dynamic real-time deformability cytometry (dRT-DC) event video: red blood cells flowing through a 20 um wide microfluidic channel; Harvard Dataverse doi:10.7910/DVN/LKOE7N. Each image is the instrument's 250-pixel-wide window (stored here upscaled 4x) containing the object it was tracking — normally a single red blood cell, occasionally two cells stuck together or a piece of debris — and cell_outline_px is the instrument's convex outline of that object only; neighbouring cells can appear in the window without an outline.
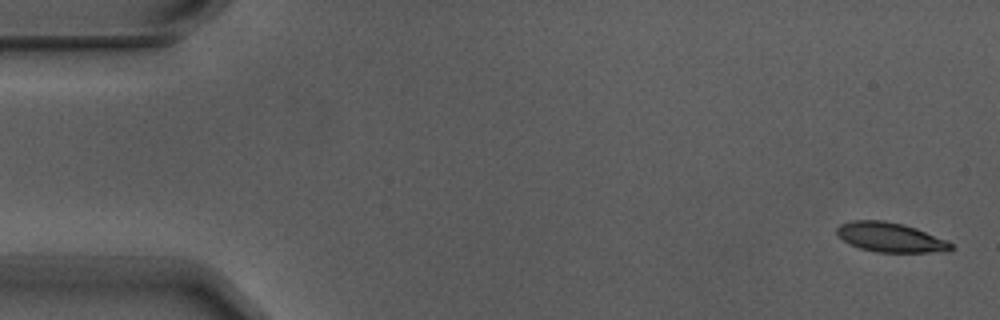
{"species": "Egyptian fruit bat (a non-hibernating species)", "species_latin": "Rousettus aegyptiacus", "temperature_condition": "warm", "stored_images_in_passage": 6, "camera_frame_rate_fps": 3000, "um_per_image_px": 0.085, "animal": {"sex": "male"}, "frame": {"image": 1, "passage_image": 1, "time_ms": 0.0, "image_size_px": [1000, 320], "cell_outline_px": [[952, 248], [948, 252], [876, 252], [860, 248], [848, 244], [836, 232], [836, 228], [840, 224], [852, 220], [884, 220], [904, 224], [916, 228], [944, 240], [952, 244]], "centroid_in_image_um": [75.65, 20.17], "position_along_channel_um": 9.4, "area_um2": 19.54}}
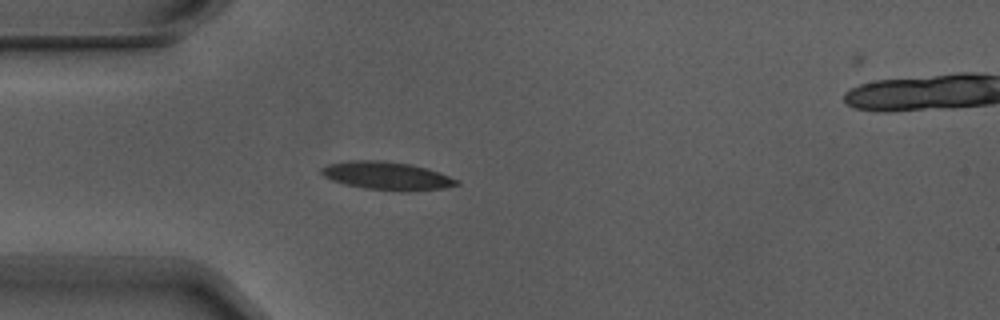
{"frame": {"image": 2, "passage_image": 5, "time_ms": 1.333, "image_size_px": [1000, 320], "cell_outline_px": [[460, 184], [444, 188], [408, 192], [400, 192], [364, 188], [344, 184], [332, 180], [324, 176], [320, 172], [320, 168], [328, 164], [352, 160], [384, 160], [408, 164], [428, 168], [440, 172], [460, 180]], "centroid_in_image_um": [32.92, 14.95], "position_along_channel_um": 52.1, "area_um2": 22.48}}